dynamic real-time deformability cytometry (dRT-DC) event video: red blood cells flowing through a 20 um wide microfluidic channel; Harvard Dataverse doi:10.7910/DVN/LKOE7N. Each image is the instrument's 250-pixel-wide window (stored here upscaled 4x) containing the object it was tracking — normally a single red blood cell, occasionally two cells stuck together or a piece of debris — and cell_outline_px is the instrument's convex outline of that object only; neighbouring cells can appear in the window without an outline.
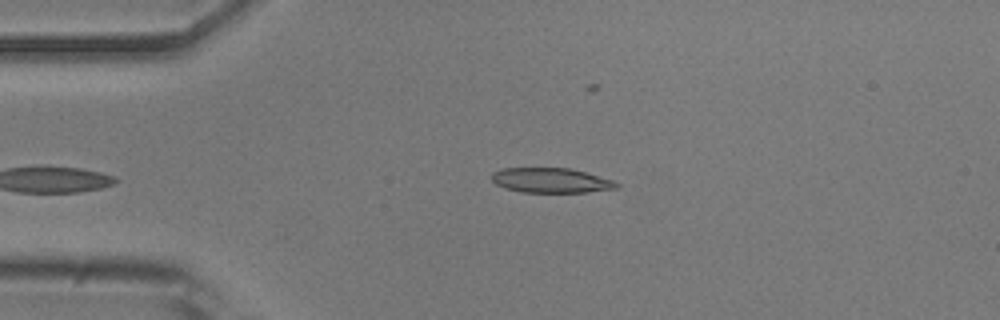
{"species": "common noctule bat (a hibernating species)", "species_latin": "Nyctalus noctula", "temperature_condition": "room temperature", "stored_images_in_passage": 5, "camera_frame_rate_fps": 3000, "um_per_image_px": 0.085, "animal": {"sex": "male", "body_mass_g": 20.5, "forearm_length_mm": 52.5}, "frame": {"image": 1, "passage_image": 1, "time_ms": 0.0, "image_size_px": [1000, 320], "cell_outline_px": [[620, 188], [588, 192], [520, 192], [504, 188], [496, 184], [492, 180], [492, 172], [504, 168], [568, 168], [584, 172], [612, 180], [620, 184]], "centroid_in_image_um": [46.83, 15.34], "position_along_channel_um": 38.2, "area_um2": 18.03}}